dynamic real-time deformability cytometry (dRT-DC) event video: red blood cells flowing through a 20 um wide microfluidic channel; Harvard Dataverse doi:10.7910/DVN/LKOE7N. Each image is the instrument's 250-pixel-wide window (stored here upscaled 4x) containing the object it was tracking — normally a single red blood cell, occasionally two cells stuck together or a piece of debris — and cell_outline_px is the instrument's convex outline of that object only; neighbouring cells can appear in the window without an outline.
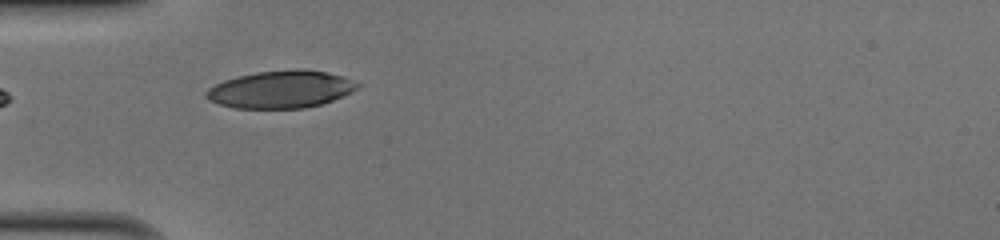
{"species": "human", "species_latin": "Homo sapiens", "temperature_condition": "cold", "stored_images_in_passage": 26, "camera_frame_rate_fps": 3000, "um_per_image_px": 0.085, "donor": {"sex": "male"}, "frame": {"image": 1, "passage_image": 1, "time_ms": 0.0, "image_size_px": [1000, 240], "cell_outline_px": [[360, 88], [344, 96], [320, 104], [304, 108], [232, 108], [208, 100], [204, 96], [204, 92], [208, 88], [224, 80], [236, 76], [256, 72], [328, 72], [344, 76], [360, 84]], "centroid_in_image_um": [23.84, 7.64], "position_along_channel_um": 61.2, "area_um2": 32.25}}
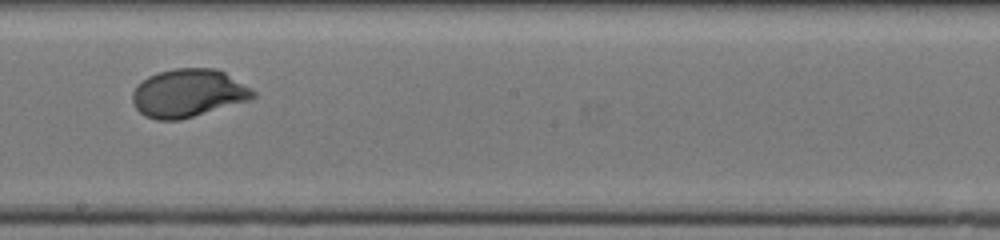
{"frame": {"image": 2, "passage_image": 14, "time_ms": 4.333, "image_size_px": [1000, 240], "cell_outline_px": [[256, 96], [252, 100], [180, 120], [156, 120], [144, 116], [136, 108], [132, 100], [132, 92], [148, 76], [156, 72], [172, 68], [212, 68], [224, 72], [252, 88], [256, 92]], "centroid_in_image_um": [16.02, 7.92], "position_along_channel_um": 232.2, "area_um2": 33.99}}
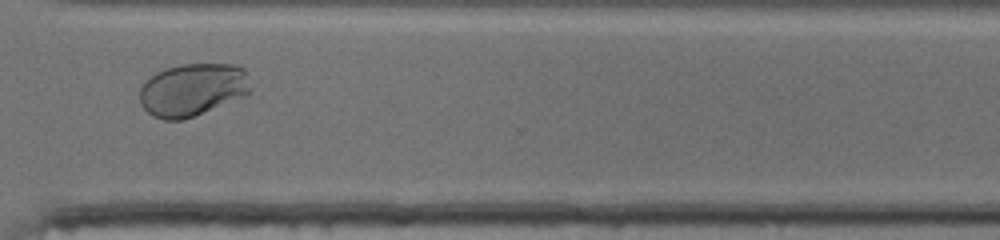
{"frame": {"image": 3, "passage_image": 23, "time_ms": 7.333, "image_size_px": [1000, 240], "cell_outline_px": [[248, 96], [184, 120], [164, 120], [152, 116], [140, 104], [140, 88], [156, 72], [180, 64], [240, 64], [244, 68], [248, 88]], "centroid_in_image_um": [16.37, 7.64], "position_along_channel_um": 354.2, "area_um2": 34.1}, "authors_computed_cell_mechanics": {"area_um2": 33.6396, "velocity_mm_per_s": 4.048, "shape_relaxation_time_tau1_ms": 2.9539, "shape_relaxation_time_tau2_ms": null, "deformation_change_tau1": 0.1783, "deformation_change_tau2": null}}